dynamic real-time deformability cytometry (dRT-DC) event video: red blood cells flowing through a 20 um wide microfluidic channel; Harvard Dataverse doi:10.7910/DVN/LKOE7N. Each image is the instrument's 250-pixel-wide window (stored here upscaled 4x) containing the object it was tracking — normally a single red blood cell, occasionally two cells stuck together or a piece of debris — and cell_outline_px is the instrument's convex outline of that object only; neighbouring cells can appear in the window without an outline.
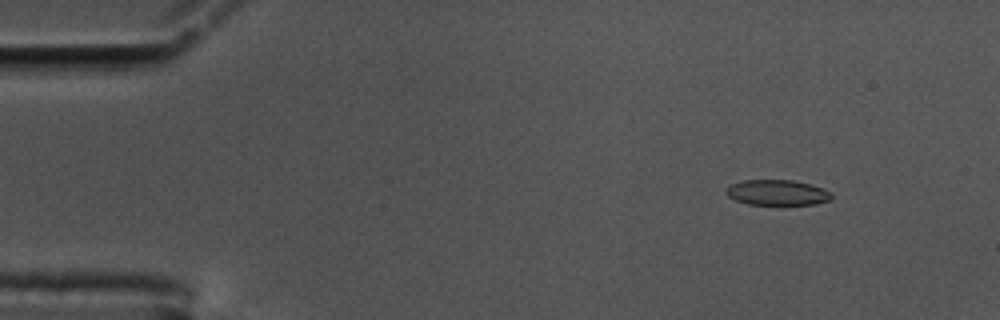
{"species": "common noctule bat (a hibernating species)", "species_latin": "Nyctalus noctula", "temperature_condition": "cold", "stored_images_in_passage": 56, "camera_frame_rate_fps": 3000, "um_per_image_px": 0.085, "animal": {"sex": "male", "body_mass_g": 17.5, "forearm_length_mm": 52.3}, "frame": {"image": 1, "passage_image": 4, "time_ms": 1.0, "image_size_px": [1000, 320], "cell_outline_px": [[832, 200], [816, 204], [748, 204], [736, 200], [728, 196], [724, 192], [724, 188], [740, 180], [792, 180], [808, 184], [820, 188], [828, 192], [832, 196]], "centroid_in_image_um": [66.0, 16.36], "position_along_channel_um": 19.0, "area_um2": 15.49}}
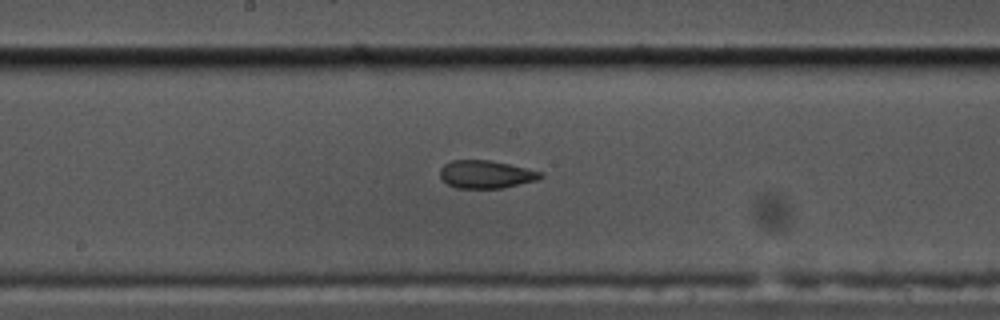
{"frame": {"image": 2, "passage_image": 28, "time_ms": 9.0, "image_size_px": [1000, 320], "cell_outline_px": [[544, 176], [536, 180], [504, 188], [456, 188], [448, 184], [440, 176], [440, 168], [444, 164], [452, 160], [488, 160], [508, 164], [540, 172]], "centroid_in_image_um": [41.27, 14.82], "position_along_channel_um": 206.9, "area_um2": 16.13}}
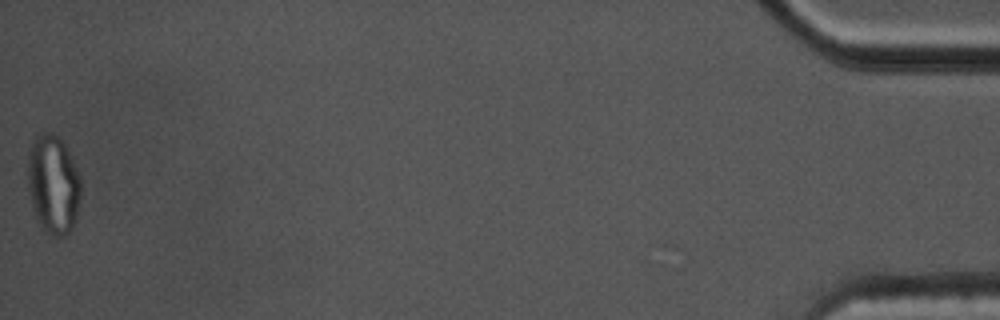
{"frame": {"image": 3, "passage_image": 56, "time_ms": 18.333, "image_size_px": [1000, 320], "cell_outline_px": [[80, 196], [76, 220], [72, 228], [64, 236], [52, 236], [44, 232], [36, 220], [28, 192], [28, 152], [36, 132], [52, 132], [64, 144], [80, 176]], "centroid_in_image_um": [4.5, 15.69], "position_along_channel_um": 430.7, "area_um2": 30.92}, "authors_computed_cell_mechanics": {"area_um2": 16.8487, "velocity_mm_per_s": 3.4423, "shape_relaxation_time_tau1_ms": null, "shape_relaxation_time_tau2_ms": 1.1481, "deformation_change_tau1": null, "deformation_change_tau2": 0.059}}